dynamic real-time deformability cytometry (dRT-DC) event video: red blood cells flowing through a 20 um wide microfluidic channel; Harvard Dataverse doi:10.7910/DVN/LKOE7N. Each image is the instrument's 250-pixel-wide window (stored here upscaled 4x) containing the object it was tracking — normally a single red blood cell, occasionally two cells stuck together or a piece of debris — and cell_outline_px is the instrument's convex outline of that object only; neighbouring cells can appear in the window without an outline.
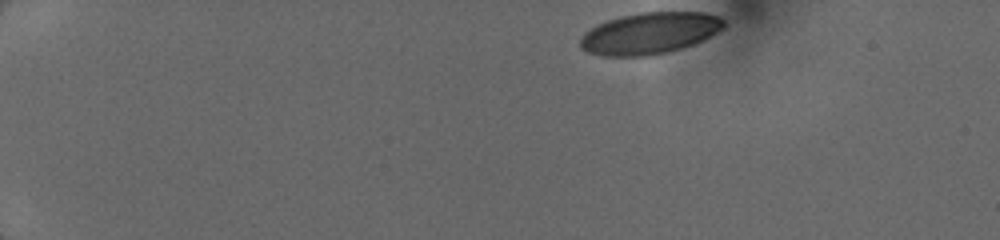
{"species": "human", "species_latin": "Homo sapiens", "temperature_condition": "cold", "stored_images_in_passage": 15, "camera_frame_rate_fps": 3000, "um_per_image_px": 0.085, "donor": {"sex": "female"}, "frame": {"image": 1, "passage_image": 1, "time_ms": 0.0, "image_size_px": [1000, 240], "cell_outline_px": [[724, 28], [692, 44], [668, 52], [644, 56], [604, 56], [588, 52], [580, 48], [580, 40], [584, 32], [596, 24], [620, 16], [640, 12], [704, 12], [720, 16], [724, 20]], "centroid_in_image_um": [55.18, 2.81], "position_along_channel_um": 29.8, "area_um2": 34.68}}
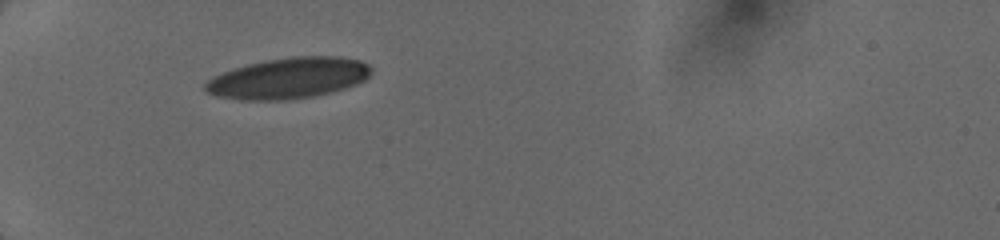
{"frame": {"image": 2, "passage_image": 14, "time_ms": 3.0, "image_size_px": [1000, 240], "cell_outline_px": [[372, 72], [364, 80], [356, 84], [332, 92], [312, 96], [288, 100], [240, 100], [216, 96], [208, 92], [204, 88], [204, 84], [208, 80], [232, 68], [264, 60], [292, 56], [340, 56], [360, 60], [368, 64], [372, 68]], "centroid_in_image_um": [24.53, 6.64], "position_along_channel_um": 60.5, "area_um2": 39.65}}